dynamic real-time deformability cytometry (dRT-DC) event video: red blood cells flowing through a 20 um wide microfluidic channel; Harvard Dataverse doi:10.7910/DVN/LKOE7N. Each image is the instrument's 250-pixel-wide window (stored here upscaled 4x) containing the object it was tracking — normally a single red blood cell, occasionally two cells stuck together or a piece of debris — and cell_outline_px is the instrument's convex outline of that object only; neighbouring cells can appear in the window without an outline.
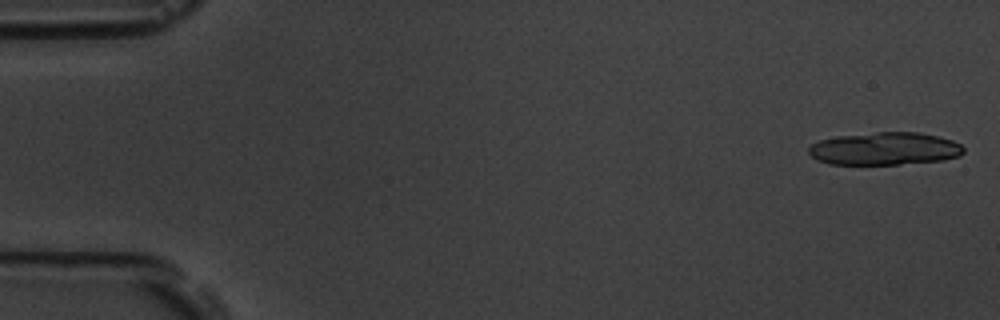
{"species": "common noctule bat (a hibernating species)", "species_latin": "Nyctalus noctula", "temperature_condition": "room temperature", "stored_images_in_passage": 5, "camera_frame_rate_fps": 3000, "um_per_image_px": 0.085, "animal": {"sex": "male", "body_mass_g": 19.5, "forearm_length_mm": 54.6}, "frame": {"image": 1, "passage_image": 1, "time_ms": 0.0, "image_size_px": [1000, 320], "cell_outline_px": [[964, 152], [960, 156], [944, 160], [900, 164], [828, 164], [816, 160], [808, 152], [808, 148], [812, 144], [820, 140], [836, 136], [876, 132], [920, 132], [940, 136], [952, 140], [960, 144], [964, 148]], "centroid_in_image_um": [75.22, 12.63], "position_along_channel_um": 9.8, "area_um2": 29.77}}